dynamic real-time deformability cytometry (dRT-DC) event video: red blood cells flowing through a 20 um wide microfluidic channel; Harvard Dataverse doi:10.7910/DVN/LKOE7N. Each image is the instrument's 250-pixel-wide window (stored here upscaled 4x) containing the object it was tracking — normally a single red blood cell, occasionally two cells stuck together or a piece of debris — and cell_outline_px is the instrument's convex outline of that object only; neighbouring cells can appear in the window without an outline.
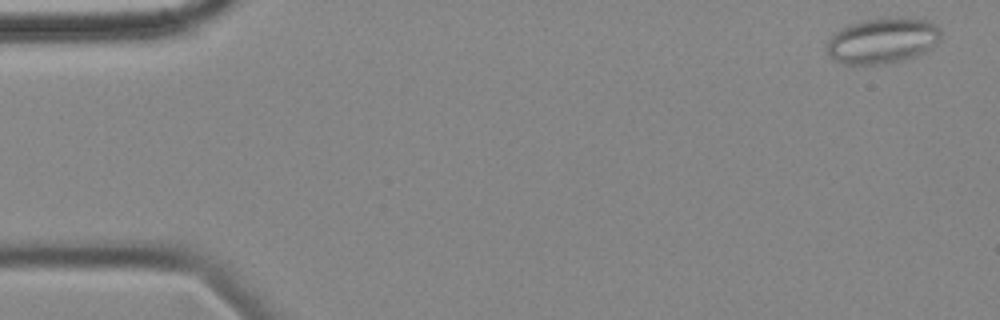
{"species": "common noctule bat (a hibernating species)", "species_latin": "Nyctalus noctula", "temperature_condition": "cold", "stored_images_in_passage": 4, "camera_frame_rate_fps": 3000, "um_per_image_px": 0.085, "animal": {"sex": "female", "body_mass_g": 18.4}, "frame": {"image": 1, "passage_image": 1, "time_ms": 0.0, "image_size_px": [1000, 320], "cell_outline_px": [[940, 40], [936, 44], [924, 52], [916, 56], [900, 60], [880, 64], [844, 64], [832, 60], [828, 56], [828, 40], [836, 32], [848, 24], [860, 20], [888, 16], [928, 20], [940, 28]], "centroid_in_image_um": [75.0, 3.43], "position_along_channel_um": 10.0, "area_um2": 30.52}}